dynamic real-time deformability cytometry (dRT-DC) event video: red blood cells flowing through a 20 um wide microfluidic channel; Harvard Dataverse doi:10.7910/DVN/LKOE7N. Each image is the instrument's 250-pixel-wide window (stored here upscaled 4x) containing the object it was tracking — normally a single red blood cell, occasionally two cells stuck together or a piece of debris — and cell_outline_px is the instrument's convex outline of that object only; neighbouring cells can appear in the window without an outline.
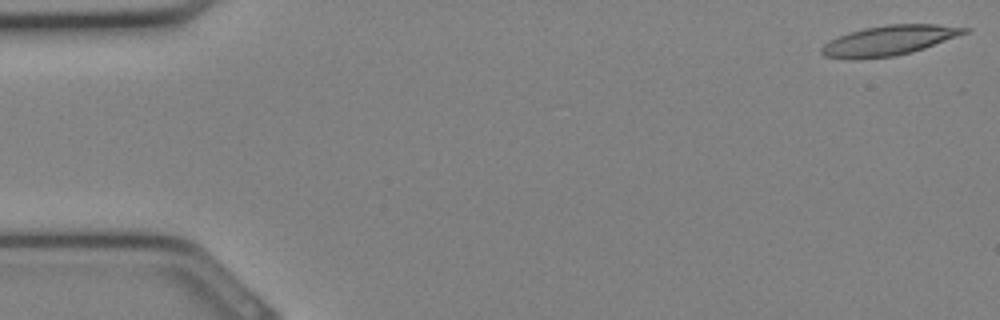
{"species": "Egyptian fruit bat (a non-hibernating species)", "species_latin": "Rousettus aegyptiacus", "temperature_condition": "cold", "stored_images_in_passage": 8, "camera_frame_rate_fps": 3000, "um_per_image_px": 0.085, "animal": {"sex": "female"}, "frame": {"image": 1, "passage_image": 1, "time_ms": 0.0, "image_size_px": [1000, 320], "cell_outline_px": [[972, 28], [968, 32], [924, 48], [912, 52], [892, 56], [856, 60], [852, 60], [824, 56], [820, 52], [820, 48], [824, 44], [840, 36], [864, 28], [888, 24], [936, 24]], "centroid_in_image_um": [75.56, 3.45], "position_along_channel_um": 9.4, "area_um2": 24.74}}